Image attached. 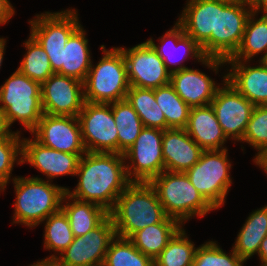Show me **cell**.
Segmentation results:
<instances>
[{
  "label": "cell",
  "instance_id": "cell-1",
  "mask_svg": "<svg viewBox=\"0 0 267 266\" xmlns=\"http://www.w3.org/2000/svg\"><path fill=\"white\" fill-rule=\"evenodd\" d=\"M75 176L78 182L66 193L81 201L93 202L110 212L119 195L131 183L124 155L120 153L86 152L80 158Z\"/></svg>",
  "mask_w": 267,
  "mask_h": 266
},
{
  "label": "cell",
  "instance_id": "cell-2",
  "mask_svg": "<svg viewBox=\"0 0 267 266\" xmlns=\"http://www.w3.org/2000/svg\"><path fill=\"white\" fill-rule=\"evenodd\" d=\"M109 215L113 220L116 236L126 239L168 217L149 182H131L119 195Z\"/></svg>",
  "mask_w": 267,
  "mask_h": 266
},
{
  "label": "cell",
  "instance_id": "cell-3",
  "mask_svg": "<svg viewBox=\"0 0 267 266\" xmlns=\"http://www.w3.org/2000/svg\"><path fill=\"white\" fill-rule=\"evenodd\" d=\"M15 201L12 224L30 229L42 225L51 214L61 209L67 187L37 176H16L13 180Z\"/></svg>",
  "mask_w": 267,
  "mask_h": 266
},
{
  "label": "cell",
  "instance_id": "cell-4",
  "mask_svg": "<svg viewBox=\"0 0 267 266\" xmlns=\"http://www.w3.org/2000/svg\"><path fill=\"white\" fill-rule=\"evenodd\" d=\"M168 217L183 226L187 221L216 211L192 185L184 172L163 171L149 182Z\"/></svg>",
  "mask_w": 267,
  "mask_h": 266
},
{
  "label": "cell",
  "instance_id": "cell-5",
  "mask_svg": "<svg viewBox=\"0 0 267 266\" xmlns=\"http://www.w3.org/2000/svg\"><path fill=\"white\" fill-rule=\"evenodd\" d=\"M99 61L92 64L83 82L84 101L91 103H112L126 98L130 89L126 63L119 46L106 49Z\"/></svg>",
  "mask_w": 267,
  "mask_h": 266
},
{
  "label": "cell",
  "instance_id": "cell-6",
  "mask_svg": "<svg viewBox=\"0 0 267 266\" xmlns=\"http://www.w3.org/2000/svg\"><path fill=\"white\" fill-rule=\"evenodd\" d=\"M0 109L10 129L18 121L24 127L22 130L31 132L44 114L41 84L17 68L0 86Z\"/></svg>",
  "mask_w": 267,
  "mask_h": 266
},
{
  "label": "cell",
  "instance_id": "cell-7",
  "mask_svg": "<svg viewBox=\"0 0 267 266\" xmlns=\"http://www.w3.org/2000/svg\"><path fill=\"white\" fill-rule=\"evenodd\" d=\"M228 149L203 151L185 174L203 198L215 209L223 207L233 183Z\"/></svg>",
  "mask_w": 267,
  "mask_h": 266
},
{
  "label": "cell",
  "instance_id": "cell-8",
  "mask_svg": "<svg viewBox=\"0 0 267 266\" xmlns=\"http://www.w3.org/2000/svg\"><path fill=\"white\" fill-rule=\"evenodd\" d=\"M76 8L45 11L30 19V34L48 54L54 73L60 70V55L66 41L81 26Z\"/></svg>",
  "mask_w": 267,
  "mask_h": 266
},
{
  "label": "cell",
  "instance_id": "cell-9",
  "mask_svg": "<svg viewBox=\"0 0 267 266\" xmlns=\"http://www.w3.org/2000/svg\"><path fill=\"white\" fill-rule=\"evenodd\" d=\"M157 40L159 43H156L153 37L147 39L157 54L163 59L170 73L188 68L184 62L190 58L196 60L195 62L201 63L205 68L212 70L216 75L221 68L224 70L226 66L224 59L206 57L201 47L193 38L185 34L183 27L177 21L171 29H168Z\"/></svg>",
  "mask_w": 267,
  "mask_h": 266
},
{
  "label": "cell",
  "instance_id": "cell-10",
  "mask_svg": "<svg viewBox=\"0 0 267 266\" xmlns=\"http://www.w3.org/2000/svg\"><path fill=\"white\" fill-rule=\"evenodd\" d=\"M162 137L163 130L143 127L136 141L123 153L131 182H150L165 170Z\"/></svg>",
  "mask_w": 267,
  "mask_h": 266
},
{
  "label": "cell",
  "instance_id": "cell-11",
  "mask_svg": "<svg viewBox=\"0 0 267 266\" xmlns=\"http://www.w3.org/2000/svg\"><path fill=\"white\" fill-rule=\"evenodd\" d=\"M78 118L87 152L118 153V131L110 103L84 102Z\"/></svg>",
  "mask_w": 267,
  "mask_h": 266
},
{
  "label": "cell",
  "instance_id": "cell-12",
  "mask_svg": "<svg viewBox=\"0 0 267 266\" xmlns=\"http://www.w3.org/2000/svg\"><path fill=\"white\" fill-rule=\"evenodd\" d=\"M253 11L252 6L244 3L217 0L216 34H211V57L226 60L236 52Z\"/></svg>",
  "mask_w": 267,
  "mask_h": 266
},
{
  "label": "cell",
  "instance_id": "cell-13",
  "mask_svg": "<svg viewBox=\"0 0 267 266\" xmlns=\"http://www.w3.org/2000/svg\"><path fill=\"white\" fill-rule=\"evenodd\" d=\"M126 63L130 86L155 89L170 83L171 73L146 40L132 47H119Z\"/></svg>",
  "mask_w": 267,
  "mask_h": 266
},
{
  "label": "cell",
  "instance_id": "cell-14",
  "mask_svg": "<svg viewBox=\"0 0 267 266\" xmlns=\"http://www.w3.org/2000/svg\"><path fill=\"white\" fill-rule=\"evenodd\" d=\"M115 237L114 223L109 215L98 227L85 235L74 237L56 259L63 266H101L109 244Z\"/></svg>",
  "mask_w": 267,
  "mask_h": 266
},
{
  "label": "cell",
  "instance_id": "cell-15",
  "mask_svg": "<svg viewBox=\"0 0 267 266\" xmlns=\"http://www.w3.org/2000/svg\"><path fill=\"white\" fill-rule=\"evenodd\" d=\"M217 120L226 137L241 142L254 105L225 80L211 101Z\"/></svg>",
  "mask_w": 267,
  "mask_h": 266
},
{
  "label": "cell",
  "instance_id": "cell-16",
  "mask_svg": "<svg viewBox=\"0 0 267 266\" xmlns=\"http://www.w3.org/2000/svg\"><path fill=\"white\" fill-rule=\"evenodd\" d=\"M30 134L48 148L70 154L87 152L78 117L43 114Z\"/></svg>",
  "mask_w": 267,
  "mask_h": 266
},
{
  "label": "cell",
  "instance_id": "cell-17",
  "mask_svg": "<svg viewBox=\"0 0 267 266\" xmlns=\"http://www.w3.org/2000/svg\"><path fill=\"white\" fill-rule=\"evenodd\" d=\"M83 82L52 74L41 84V104L44 114L78 117L84 104Z\"/></svg>",
  "mask_w": 267,
  "mask_h": 266
},
{
  "label": "cell",
  "instance_id": "cell-18",
  "mask_svg": "<svg viewBox=\"0 0 267 266\" xmlns=\"http://www.w3.org/2000/svg\"><path fill=\"white\" fill-rule=\"evenodd\" d=\"M84 154H70L43 146L33 137H22V164H30L40 171L47 181L62 176L74 177L80 158ZM53 179V180H52Z\"/></svg>",
  "mask_w": 267,
  "mask_h": 266
},
{
  "label": "cell",
  "instance_id": "cell-19",
  "mask_svg": "<svg viewBox=\"0 0 267 266\" xmlns=\"http://www.w3.org/2000/svg\"><path fill=\"white\" fill-rule=\"evenodd\" d=\"M176 20L194 39L206 57H211V34H216L217 0H186Z\"/></svg>",
  "mask_w": 267,
  "mask_h": 266
},
{
  "label": "cell",
  "instance_id": "cell-20",
  "mask_svg": "<svg viewBox=\"0 0 267 266\" xmlns=\"http://www.w3.org/2000/svg\"><path fill=\"white\" fill-rule=\"evenodd\" d=\"M224 72L222 74L220 70L222 83H216L215 78L200 69L188 67L171 73L170 84L188 106L203 107L211 104L218 88L226 80V69Z\"/></svg>",
  "mask_w": 267,
  "mask_h": 266
},
{
  "label": "cell",
  "instance_id": "cell-21",
  "mask_svg": "<svg viewBox=\"0 0 267 266\" xmlns=\"http://www.w3.org/2000/svg\"><path fill=\"white\" fill-rule=\"evenodd\" d=\"M225 62L226 80L254 106L267 105V67L259 60L254 66H251V61L225 60Z\"/></svg>",
  "mask_w": 267,
  "mask_h": 266
},
{
  "label": "cell",
  "instance_id": "cell-22",
  "mask_svg": "<svg viewBox=\"0 0 267 266\" xmlns=\"http://www.w3.org/2000/svg\"><path fill=\"white\" fill-rule=\"evenodd\" d=\"M203 151L185 129L163 130L162 153L165 171L185 173L199 161Z\"/></svg>",
  "mask_w": 267,
  "mask_h": 266
},
{
  "label": "cell",
  "instance_id": "cell-23",
  "mask_svg": "<svg viewBox=\"0 0 267 266\" xmlns=\"http://www.w3.org/2000/svg\"><path fill=\"white\" fill-rule=\"evenodd\" d=\"M184 129L204 151L227 149L226 142L229 139L224 134L211 104L191 108Z\"/></svg>",
  "mask_w": 267,
  "mask_h": 266
},
{
  "label": "cell",
  "instance_id": "cell-24",
  "mask_svg": "<svg viewBox=\"0 0 267 266\" xmlns=\"http://www.w3.org/2000/svg\"><path fill=\"white\" fill-rule=\"evenodd\" d=\"M87 31L81 25L66 41L60 55V70L57 74L84 82L92 64Z\"/></svg>",
  "mask_w": 267,
  "mask_h": 266
},
{
  "label": "cell",
  "instance_id": "cell-25",
  "mask_svg": "<svg viewBox=\"0 0 267 266\" xmlns=\"http://www.w3.org/2000/svg\"><path fill=\"white\" fill-rule=\"evenodd\" d=\"M61 209L69 220L74 237L85 235L109 216V212L102 206L77 200L67 193L63 197Z\"/></svg>",
  "mask_w": 267,
  "mask_h": 266
},
{
  "label": "cell",
  "instance_id": "cell-26",
  "mask_svg": "<svg viewBox=\"0 0 267 266\" xmlns=\"http://www.w3.org/2000/svg\"><path fill=\"white\" fill-rule=\"evenodd\" d=\"M267 236V204L253 210L243 223L232 248L245 262L258 254L261 241Z\"/></svg>",
  "mask_w": 267,
  "mask_h": 266
},
{
  "label": "cell",
  "instance_id": "cell-27",
  "mask_svg": "<svg viewBox=\"0 0 267 266\" xmlns=\"http://www.w3.org/2000/svg\"><path fill=\"white\" fill-rule=\"evenodd\" d=\"M182 227L180 222L167 217L161 223L152 224L135 232L129 240L144 255L154 260Z\"/></svg>",
  "mask_w": 267,
  "mask_h": 266
},
{
  "label": "cell",
  "instance_id": "cell-28",
  "mask_svg": "<svg viewBox=\"0 0 267 266\" xmlns=\"http://www.w3.org/2000/svg\"><path fill=\"white\" fill-rule=\"evenodd\" d=\"M253 11L249 16L241 43L236 52L226 60L253 61L267 52V15Z\"/></svg>",
  "mask_w": 267,
  "mask_h": 266
},
{
  "label": "cell",
  "instance_id": "cell-29",
  "mask_svg": "<svg viewBox=\"0 0 267 266\" xmlns=\"http://www.w3.org/2000/svg\"><path fill=\"white\" fill-rule=\"evenodd\" d=\"M125 99L136 111L144 127L170 129L164 113L155 101V89L130 86Z\"/></svg>",
  "mask_w": 267,
  "mask_h": 266
},
{
  "label": "cell",
  "instance_id": "cell-30",
  "mask_svg": "<svg viewBox=\"0 0 267 266\" xmlns=\"http://www.w3.org/2000/svg\"><path fill=\"white\" fill-rule=\"evenodd\" d=\"M110 105L118 131V153L123 154L136 141L144 125L126 99Z\"/></svg>",
  "mask_w": 267,
  "mask_h": 266
},
{
  "label": "cell",
  "instance_id": "cell-31",
  "mask_svg": "<svg viewBox=\"0 0 267 266\" xmlns=\"http://www.w3.org/2000/svg\"><path fill=\"white\" fill-rule=\"evenodd\" d=\"M43 248L51 253L45 258H57L74 240L69 220L62 209L49 215L43 222Z\"/></svg>",
  "mask_w": 267,
  "mask_h": 266
},
{
  "label": "cell",
  "instance_id": "cell-32",
  "mask_svg": "<svg viewBox=\"0 0 267 266\" xmlns=\"http://www.w3.org/2000/svg\"><path fill=\"white\" fill-rule=\"evenodd\" d=\"M22 44L26 53L20 61L18 69L30 79L42 84L54 74L48 54L31 34Z\"/></svg>",
  "mask_w": 267,
  "mask_h": 266
},
{
  "label": "cell",
  "instance_id": "cell-33",
  "mask_svg": "<svg viewBox=\"0 0 267 266\" xmlns=\"http://www.w3.org/2000/svg\"><path fill=\"white\" fill-rule=\"evenodd\" d=\"M155 101L164 113L169 128L186 127L191 107L182 100L170 83L155 88Z\"/></svg>",
  "mask_w": 267,
  "mask_h": 266
},
{
  "label": "cell",
  "instance_id": "cell-34",
  "mask_svg": "<svg viewBox=\"0 0 267 266\" xmlns=\"http://www.w3.org/2000/svg\"><path fill=\"white\" fill-rule=\"evenodd\" d=\"M184 226L154 259V266H192L197 247Z\"/></svg>",
  "mask_w": 267,
  "mask_h": 266
},
{
  "label": "cell",
  "instance_id": "cell-35",
  "mask_svg": "<svg viewBox=\"0 0 267 266\" xmlns=\"http://www.w3.org/2000/svg\"><path fill=\"white\" fill-rule=\"evenodd\" d=\"M103 266H154V260L129 239L116 236L109 244Z\"/></svg>",
  "mask_w": 267,
  "mask_h": 266
},
{
  "label": "cell",
  "instance_id": "cell-36",
  "mask_svg": "<svg viewBox=\"0 0 267 266\" xmlns=\"http://www.w3.org/2000/svg\"><path fill=\"white\" fill-rule=\"evenodd\" d=\"M21 136V131L16 130L8 136L0 137V185L3 187V193L7 189V185L16 177H12L15 163L16 165H22Z\"/></svg>",
  "mask_w": 267,
  "mask_h": 266
},
{
  "label": "cell",
  "instance_id": "cell-37",
  "mask_svg": "<svg viewBox=\"0 0 267 266\" xmlns=\"http://www.w3.org/2000/svg\"><path fill=\"white\" fill-rule=\"evenodd\" d=\"M244 263L233 248L227 253L211 239L197 247L192 266H244Z\"/></svg>",
  "mask_w": 267,
  "mask_h": 266
},
{
  "label": "cell",
  "instance_id": "cell-38",
  "mask_svg": "<svg viewBox=\"0 0 267 266\" xmlns=\"http://www.w3.org/2000/svg\"><path fill=\"white\" fill-rule=\"evenodd\" d=\"M240 143L249 144L256 154L267 150V105L254 107Z\"/></svg>",
  "mask_w": 267,
  "mask_h": 266
},
{
  "label": "cell",
  "instance_id": "cell-39",
  "mask_svg": "<svg viewBox=\"0 0 267 266\" xmlns=\"http://www.w3.org/2000/svg\"><path fill=\"white\" fill-rule=\"evenodd\" d=\"M15 8L10 0H0V27L6 25L15 15Z\"/></svg>",
  "mask_w": 267,
  "mask_h": 266
},
{
  "label": "cell",
  "instance_id": "cell-40",
  "mask_svg": "<svg viewBox=\"0 0 267 266\" xmlns=\"http://www.w3.org/2000/svg\"><path fill=\"white\" fill-rule=\"evenodd\" d=\"M253 162V164L259 166L260 169L262 168L261 170H263L267 176V150H264L259 154H255Z\"/></svg>",
  "mask_w": 267,
  "mask_h": 266
},
{
  "label": "cell",
  "instance_id": "cell-41",
  "mask_svg": "<svg viewBox=\"0 0 267 266\" xmlns=\"http://www.w3.org/2000/svg\"><path fill=\"white\" fill-rule=\"evenodd\" d=\"M257 256L260 266H267V236L261 241Z\"/></svg>",
  "mask_w": 267,
  "mask_h": 266
},
{
  "label": "cell",
  "instance_id": "cell-42",
  "mask_svg": "<svg viewBox=\"0 0 267 266\" xmlns=\"http://www.w3.org/2000/svg\"><path fill=\"white\" fill-rule=\"evenodd\" d=\"M29 266H63L57 259L55 258H44L41 260L34 261Z\"/></svg>",
  "mask_w": 267,
  "mask_h": 266
},
{
  "label": "cell",
  "instance_id": "cell-43",
  "mask_svg": "<svg viewBox=\"0 0 267 266\" xmlns=\"http://www.w3.org/2000/svg\"><path fill=\"white\" fill-rule=\"evenodd\" d=\"M12 130L8 127L4 112L0 109V137L8 136Z\"/></svg>",
  "mask_w": 267,
  "mask_h": 266
},
{
  "label": "cell",
  "instance_id": "cell-44",
  "mask_svg": "<svg viewBox=\"0 0 267 266\" xmlns=\"http://www.w3.org/2000/svg\"><path fill=\"white\" fill-rule=\"evenodd\" d=\"M252 8L255 12L259 14L267 15V0H257Z\"/></svg>",
  "mask_w": 267,
  "mask_h": 266
},
{
  "label": "cell",
  "instance_id": "cell-45",
  "mask_svg": "<svg viewBox=\"0 0 267 266\" xmlns=\"http://www.w3.org/2000/svg\"><path fill=\"white\" fill-rule=\"evenodd\" d=\"M7 39H5V37H0V69L2 67V62H3V58H4V53L6 52V43Z\"/></svg>",
  "mask_w": 267,
  "mask_h": 266
},
{
  "label": "cell",
  "instance_id": "cell-46",
  "mask_svg": "<svg viewBox=\"0 0 267 266\" xmlns=\"http://www.w3.org/2000/svg\"><path fill=\"white\" fill-rule=\"evenodd\" d=\"M257 0H235V2L244 3L252 6Z\"/></svg>",
  "mask_w": 267,
  "mask_h": 266
},
{
  "label": "cell",
  "instance_id": "cell-47",
  "mask_svg": "<svg viewBox=\"0 0 267 266\" xmlns=\"http://www.w3.org/2000/svg\"><path fill=\"white\" fill-rule=\"evenodd\" d=\"M259 61L265 66L267 67V52L263 57L259 58Z\"/></svg>",
  "mask_w": 267,
  "mask_h": 266
},
{
  "label": "cell",
  "instance_id": "cell-48",
  "mask_svg": "<svg viewBox=\"0 0 267 266\" xmlns=\"http://www.w3.org/2000/svg\"><path fill=\"white\" fill-rule=\"evenodd\" d=\"M219 1H224V2H228V3H234L235 0H219Z\"/></svg>",
  "mask_w": 267,
  "mask_h": 266
},
{
  "label": "cell",
  "instance_id": "cell-49",
  "mask_svg": "<svg viewBox=\"0 0 267 266\" xmlns=\"http://www.w3.org/2000/svg\"><path fill=\"white\" fill-rule=\"evenodd\" d=\"M3 192V187L0 185V194Z\"/></svg>",
  "mask_w": 267,
  "mask_h": 266
}]
</instances>
